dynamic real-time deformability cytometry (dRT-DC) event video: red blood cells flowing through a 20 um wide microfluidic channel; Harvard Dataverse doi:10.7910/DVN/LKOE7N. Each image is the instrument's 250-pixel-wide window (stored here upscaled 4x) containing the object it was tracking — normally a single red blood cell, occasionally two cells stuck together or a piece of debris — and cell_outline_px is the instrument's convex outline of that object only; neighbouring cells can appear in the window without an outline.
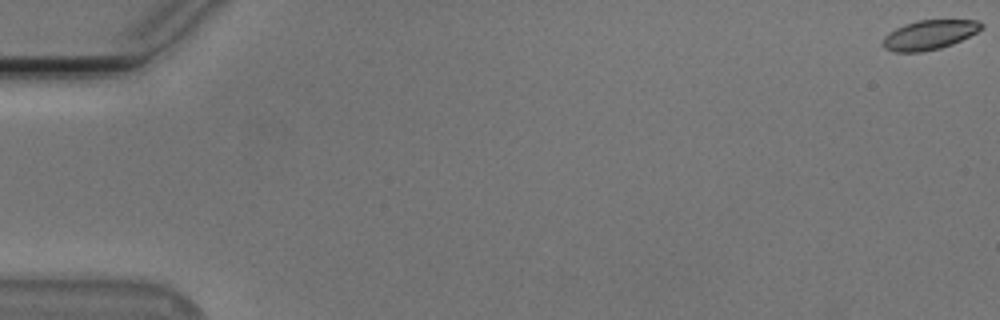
{"species": "Egyptian fruit bat (a non-hibernating species)", "species_latin": "Rousettus aegyptiacus", "temperature_condition": "cold", "stored_images_in_passage": 56, "camera_frame_rate_fps": 3000, "um_per_image_px": 0.085, "animal": {"sex": "male"}, "frame": {"image": 1, "passage_image": 1, "time_ms": 0.0, "image_size_px": [1000, 320], "cell_outline_px": [[984, 28], [952, 44], [940, 48], [920, 52], [892, 52], [884, 48], [884, 36], [888, 32], [904, 24], [920, 20], [976, 20], [984, 24]], "centroid_in_image_um": [78.98, 2.96], "position_along_channel_um": 6.0, "area_um2": 16.82}}
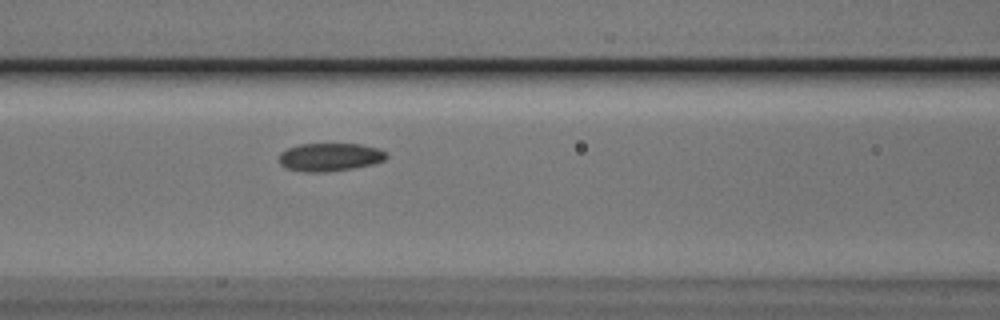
{"frame": {"image": 2, "passage_image": 25, "time_ms": 8.0, "image_size_px": [1000, 320], "cell_outline_px": [[388, 156], [384, 160], [372, 164], [352, 168], [324, 172], [308, 172], [288, 168], [280, 164], [280, 152], [288, 148], [300, 144], [360, 144], [376, 148], [388, 152]], "centroid_in_image_um": [28.06, 13.34], "position_along_channel_um": 138.5, "area_um2": 17.4}}
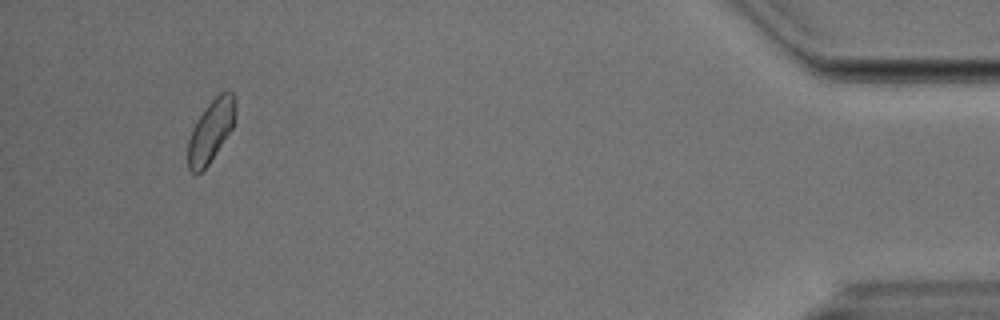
{"frame": {"image": 3, "passage_image": 53, "time_ms": 17.333, "image_size_px": [1000, 320], "cell_outline_px": [[236, 116], [232, 128], [208, 164], [196, 176], [188, 168], [188, 140], [192, 128], [196, 120], [204, 108], [220, 92], [232, 92], [236, 108]], "centroid_in_image_um": [17.91, 11.13], "position_along_channel_um": 417.3, "area_um2": 17.05}, "authors_computed_cell_mechanics": {"area_um2": 17.5423, "velocity_mm_per_s": 3.7439, "shape_relaxation_time_tau1_ms": null, "shape_relaxation_time_tau2_ms": 3.3478, "deformation_change_tau1": null, "deformation_change_tau2": 0.0776}}